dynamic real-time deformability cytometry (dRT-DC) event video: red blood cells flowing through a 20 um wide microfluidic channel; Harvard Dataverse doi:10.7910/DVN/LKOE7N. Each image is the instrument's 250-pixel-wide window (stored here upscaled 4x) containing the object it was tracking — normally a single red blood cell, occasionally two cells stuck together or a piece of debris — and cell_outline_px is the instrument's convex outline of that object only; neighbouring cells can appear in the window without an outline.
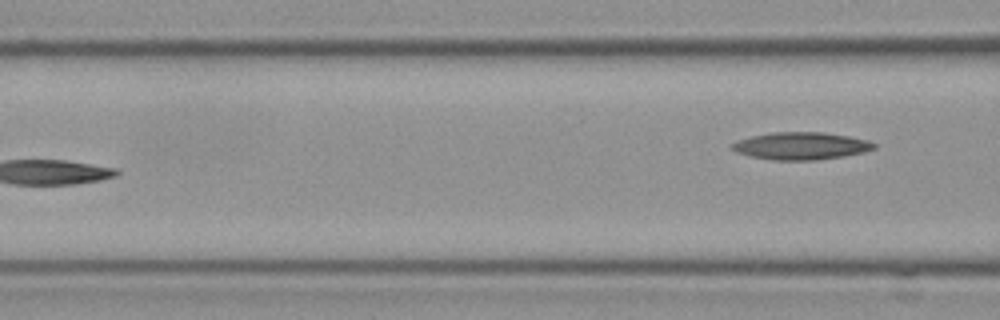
{"species": "Egyptian fruit bat (a non-hibernating species)", "species_latin": "Rousettus aegyptiacus", "temperature_condition": "cold", "stored_images_in_passage": 3, "camera_frame_rate_fps": 3000, "um_per_image_px": 0.085, "frame": {"image": 1, "passage_image": 3, "time_ms": 0.667, "image_size_px": [1000, 320], "cell_outline_px": [[876, 148], [864, 152], [844, 156], [816, 160], [772, 160], [748, 156], [736, 152], [732, 148], [732, 144], [736, 140], [752, 136], [772, 132], [824, 132], [848, 136], [868, 140], [876, 144]], "centroid_in_image_um": [68.08, 12.4], "position_along_channel_um": 98.5, "area_um2": 22.77}}